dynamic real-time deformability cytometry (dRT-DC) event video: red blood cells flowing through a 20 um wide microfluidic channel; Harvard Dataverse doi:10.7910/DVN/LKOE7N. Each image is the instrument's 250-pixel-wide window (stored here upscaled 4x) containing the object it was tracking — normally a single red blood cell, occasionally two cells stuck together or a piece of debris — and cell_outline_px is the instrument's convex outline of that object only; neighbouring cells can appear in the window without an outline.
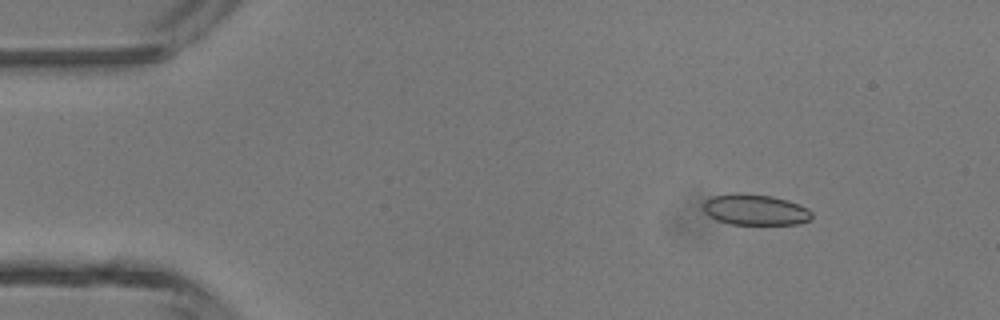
{"species": "common noctule bat (a hibernating species)", "species_latin": "Nyctalus noctula", "temperature_condition": "room temperature", "stored_images_in_passage": 47, "segment_of_instrument_passage": [1, 2], "camera_frame_rate_fps": 3000, "um_per_image_px": 0.085, "animal": {"sex": "male", "body_mass_g": 13.3}, "frame": {"image": 1, "passage_image": 6, "time_ms": 1.667, "image_size_px": [1000, 320], "cell_outline_px": [[812, 220], [800, 224], [732, 224], [716, 220], [708, 216], [704, 212], [704, 200], [712, 196], [732, 192], [744, 192], [772, 196], [788, 200], [800, 204], [808, 208], [812, 212]], "centroid_in_image_um": [64.2, 17.81], "position_along_channel_um": 20.8, "area_um2": 20.0}}
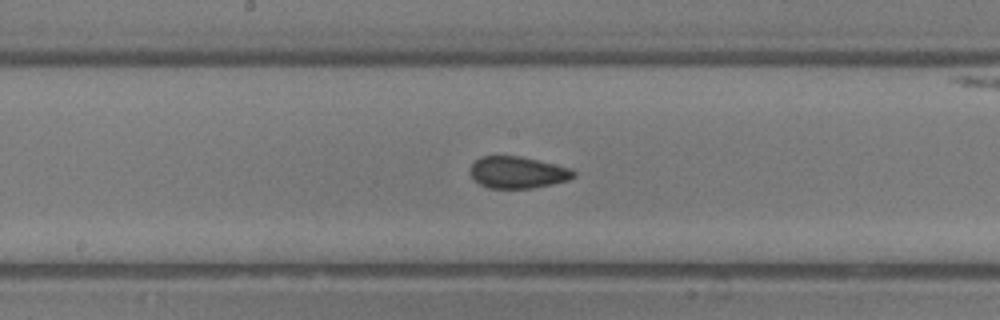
{"frame": {"image": 2, "passage_image": 24, "time_ms": 7.667, "image_size_px": [1000, 320], "cell_outline_px": [[576, 176], [568, 180], [552, 184], [532, 188], [488, 188], [480, 184], [468, 172], [472, 164], [480, 156], [520, 156], [572, 168], [576, 172]], "centroid_in_image_um": [44.01, 14.65], "position_along_channel_um": 204.2, "area_um2": 19.19}}
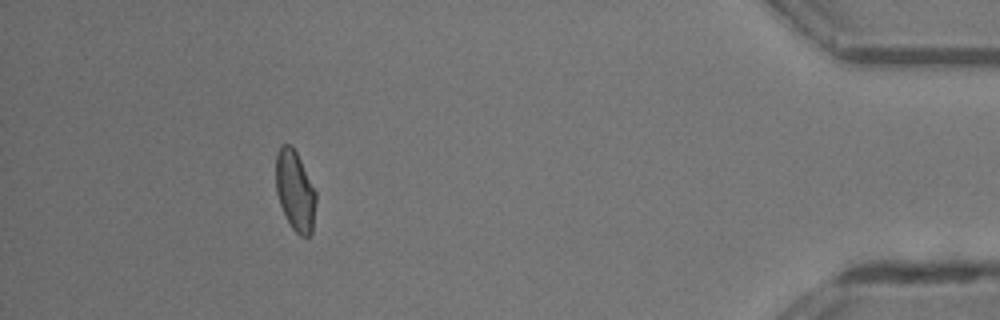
{"frame": {"image": 3, "passage_image": 42, "time_ms": 13.667, "image_size_px": [1000, 320], "cell_outline_px": [[316, 200], [312, 232], [308, 236], [300, 236], [292, 228], [280, 204], [276, 192], [276, 152], [284, 144], [292, 144], [316, 192]], "centroid_in_image_um": [25.08, 16.21], "position_along_channel_um": 410.1, "area_um2": 18.5}}